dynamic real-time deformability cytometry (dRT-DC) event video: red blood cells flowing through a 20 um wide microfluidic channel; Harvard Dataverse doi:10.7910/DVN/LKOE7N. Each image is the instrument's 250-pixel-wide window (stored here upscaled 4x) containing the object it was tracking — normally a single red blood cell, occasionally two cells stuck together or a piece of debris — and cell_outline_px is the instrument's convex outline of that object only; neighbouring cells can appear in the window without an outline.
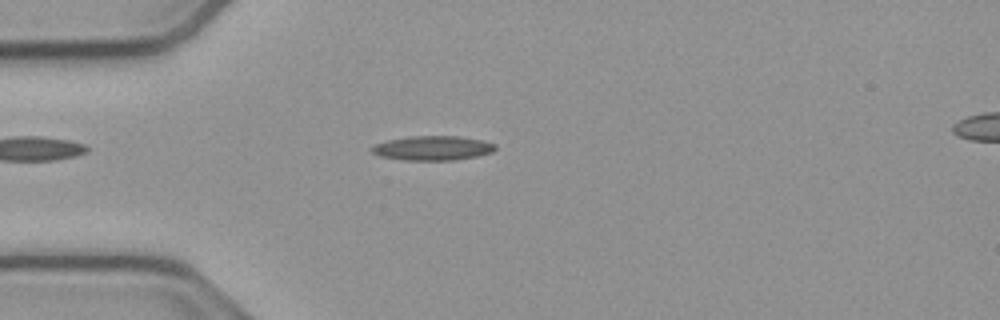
{"species": "common noctule bat (a hibernating species)", "species_latin": "Nyctalus noctula", "temperature_condition": "cold", "stored_images_in_passage": 48, "camera_frame_rate_fps": 3000, "um_per_image_px": 0.085, "animal": {"sex": "male", "body_mass_g": 23.1, "forearm_length_mm": 52.7}, "frame": {"image": 1, "passage_image": 9, "time_ms": 2.667, "image_size_px": [1000, 320], "cell_outline_px": [[496, 148], [492, 152], [476, 156], [456, 160], [404, 160], [380, 156], [372, 152], [368, 148], [376, 144], [388, 140], [412, 136], [460, 136], [484, 140], [496, 144]], "centroid_in_image_um": [36.79, 12.58], "position_along_channel_um": 48.2, "area_um2": 17.63}}
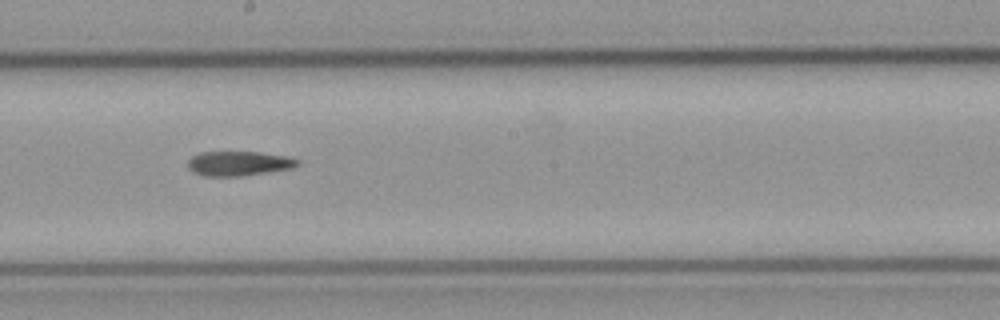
{"frame": {"image": 2, "passage_image": 24, "time_ms": 7.667, "image_size_px": [1000, 320], "cell_outline_px": [[300, 164], [296, 168], [244, 176], [204, 176], [192, 172], [188, 168], [188, 160], [192, 156], [200, 152], [260, 152], [288, 156], [300, 160]], "centroid_in_image_um": [20.34, 13.9], "position_along_channel_um": 227.9, "area_um2": 16.07}}
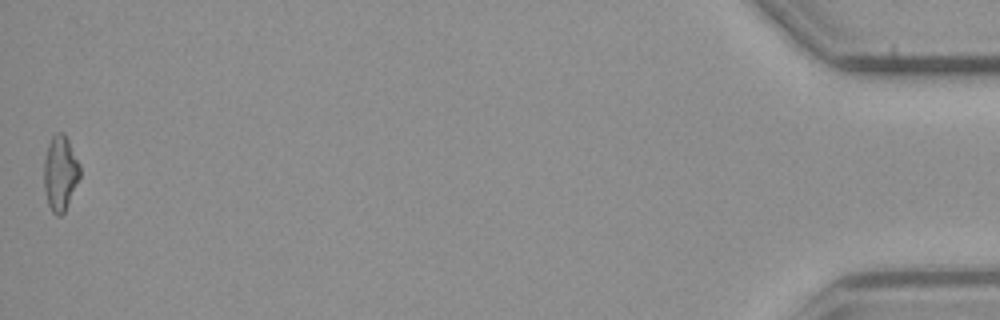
{"frame": {"image": 3, "passage_image": 48, "time_ms": 15.667, "image_size_px": [1000, 320], "cell_outline_px": [[80, 176], [68, 204], [64, 212], [60, 216], [56, 216], [52, 212], [48, 204], [44, 192], [44, 160], [48, 144], [52, 136], [56, 132], [64, 132], [80, 164]], "centroid_in_image_um": [5.11, 14.71], "position_along_channel_um": 430.1, "area_um2": 15.78}}